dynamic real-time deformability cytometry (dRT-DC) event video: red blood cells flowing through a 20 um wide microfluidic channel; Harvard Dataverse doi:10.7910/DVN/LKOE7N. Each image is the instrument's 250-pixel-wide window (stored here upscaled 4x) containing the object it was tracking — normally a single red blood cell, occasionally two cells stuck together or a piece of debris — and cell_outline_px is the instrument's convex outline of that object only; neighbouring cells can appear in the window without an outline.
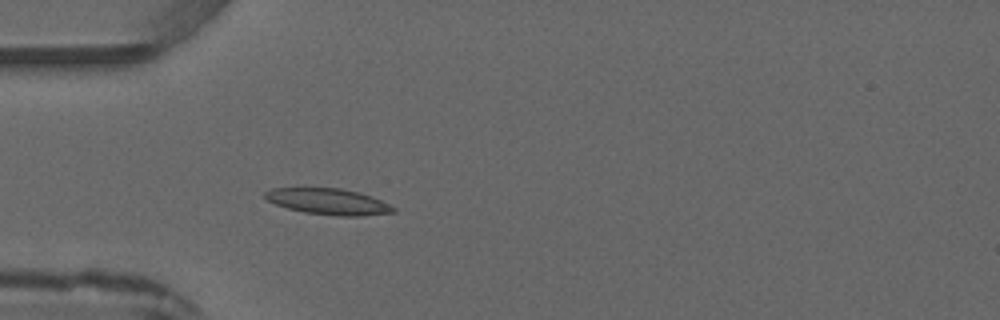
{"species": "common noctule bat (a hibernating species)", "species_latin": "Nyctalus noctula", "temperature_condition": "warm", "stored_images_in_passage": 3, "camera_frame_rate_fps": 3000, "um_per_image_px": 0.085, "animal": {"sex": "male", "forearm_length_mm": 52.5}, "frame": {"image": 1, "passage_image": 3, "time_ms": 2.333, "image_size_px": [1000, 320], "cell_outline_px": [[396, 212], [360, 216], [340, 216], [304, 212], [288, 208], [276, 204], [268, 200], [264, 196], [264, 192], [272, 188], [340, 188], [372, 196], [396, 208]], "centroid_in_image_um": [27.91, 17.13], "position_along_channel_um": 57.1, "area_um2": 19.31}}